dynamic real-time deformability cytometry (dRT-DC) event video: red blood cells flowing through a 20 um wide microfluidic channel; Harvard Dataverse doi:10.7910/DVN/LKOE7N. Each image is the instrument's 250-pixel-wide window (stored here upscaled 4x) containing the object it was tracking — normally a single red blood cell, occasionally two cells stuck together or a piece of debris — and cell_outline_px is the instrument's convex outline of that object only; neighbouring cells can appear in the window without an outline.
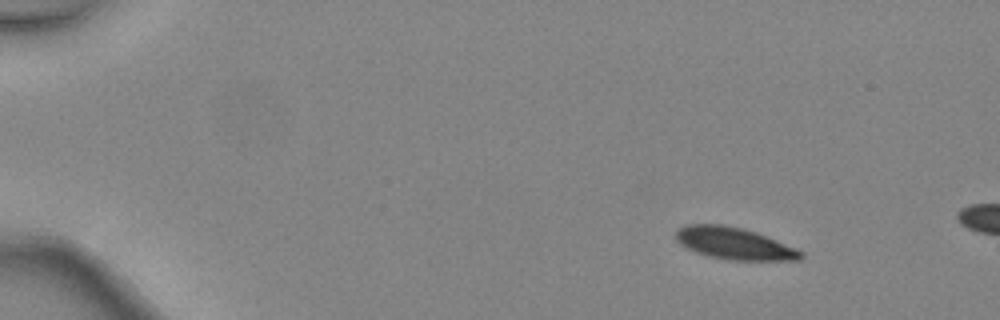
{"species": "common noctule bat (a hibernating species)", "species_latin": "Nyctalus noctula", "temperature_condition": "warm", "stored_images_in_passage": 3, "camera_frame_rate_fps": 3000, "um_per_image_px": 0.085, "animal": {"sex": "female", "body_mass_g": 24.6, "forearm_length_mm": 56.2}, "frame": {"image": 1, "passage_image": 1, "time_ms": 0.0, "image_size_px": [1000, 320], "cell_outline_px": [[804, 256], [800, 260], [732, 260], [708, 256], [696, 252], [680, 244], [676, 240], [676, 228], [684, 224], [724, 224], [744, 228], [756, 232], [796, 248], [804, 252]], "centroid_in_image_um": [62.39, 20.68], "position_along_channel_um": 22.6, "area_um2": 23.41}}